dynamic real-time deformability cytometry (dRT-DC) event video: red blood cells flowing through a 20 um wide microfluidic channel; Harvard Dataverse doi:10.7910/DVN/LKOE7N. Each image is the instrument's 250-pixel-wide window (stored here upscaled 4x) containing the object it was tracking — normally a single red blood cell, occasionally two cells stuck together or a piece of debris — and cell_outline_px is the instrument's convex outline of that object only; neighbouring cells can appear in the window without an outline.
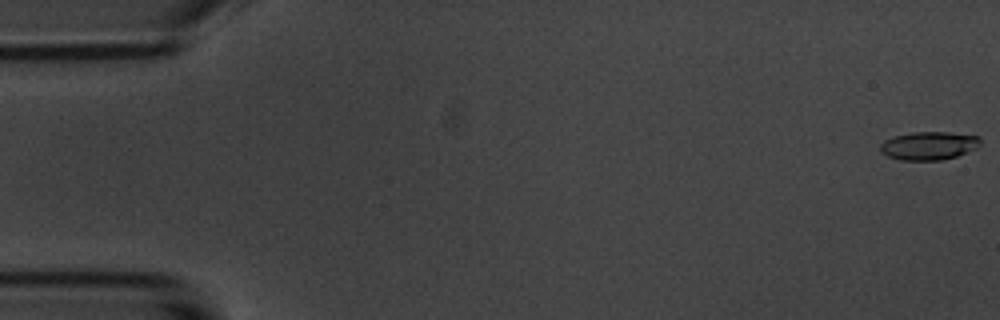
{"species": "common noctule bat (a hibernating species)", "species_latin": "Nyctalus noctula", "temperature_condition": "room temperature", "stored_images_in_passage": 55, "camera_frame_rate_fps": 3000, "um_per_image_px": 0.085, "animal": {"sex": "male", "body_mass_g": 20.1, "forearm_length_mm": 53.5}, "frame": {"image": 1, "passage_image": 1, "time_ms": 0.0, "image_size_px": [1000, 320], "cell_outline_px": [[980, 144], [976, 148], [956, 156], [940, 160], [900, 160], [888, 156], [880, 152], [880, 144], [884, 140], [892, 136], [912, 132], [948, 132], [980, 136]], "centroid_in_image_um": [78.92, 12.37], "position_along_channel_um": 6.1, "area_um2": 16.53}}
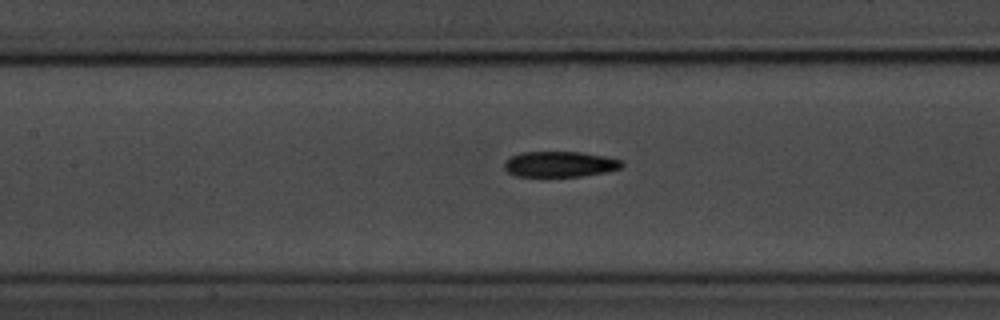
{"frame": {"image": 2, "passage_image": 25, "time_ms": 8.0, "image_size_px": [1000, 320], "cell_outline_px": [[624, 164], [620, 168], [604, 172], [580, 176], [516, 176], [508, 172], [504, 168], [504, 160], [508, 156], [520, 152], [580, 152], [604, 156], [620, 160]], "centroid_in_image_um": [47.51, 13.94], "position_along_channel_um": 159.9, "area_um2": 17.51}}
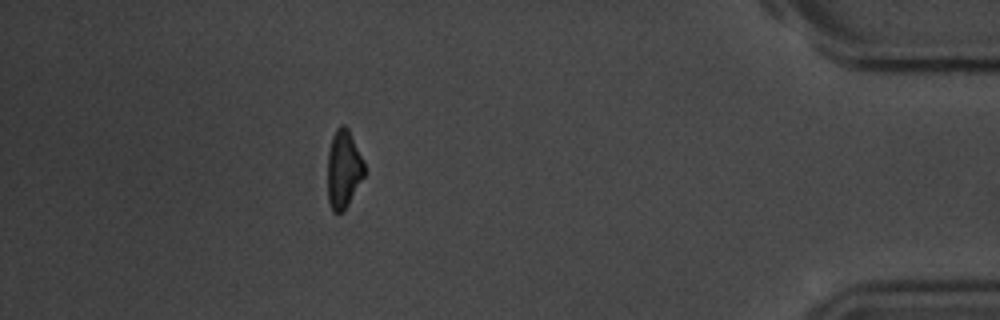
{"frame": {"image": 3, "passage_image": 49, "time_ms": 16.0, "image_size_px": [1000, 320], "cell_outline_px": [[364, 176], [348, 204], [340, 212], [332, 212], [328, 200], [328, 152], [332, 136], [336, 128], [340, 124], [344, 124], [348, 128], [364, 160]], "centroid_in_image_um": [29.2, 14.33], "position_along_channel_um": 406.0, "area_um2": 16.7}, "authors_computed_cell_mechanics": {"area_um2": 17.6868, "velocity_mm_per_s": 3.7038, "shape_relaxation_time_tau1_ms": 3.7618, "shape_relaxation_time_tau2_ms": null, "deformation_change_tau1": 0.1608, "deformation_change_tau2": null}}